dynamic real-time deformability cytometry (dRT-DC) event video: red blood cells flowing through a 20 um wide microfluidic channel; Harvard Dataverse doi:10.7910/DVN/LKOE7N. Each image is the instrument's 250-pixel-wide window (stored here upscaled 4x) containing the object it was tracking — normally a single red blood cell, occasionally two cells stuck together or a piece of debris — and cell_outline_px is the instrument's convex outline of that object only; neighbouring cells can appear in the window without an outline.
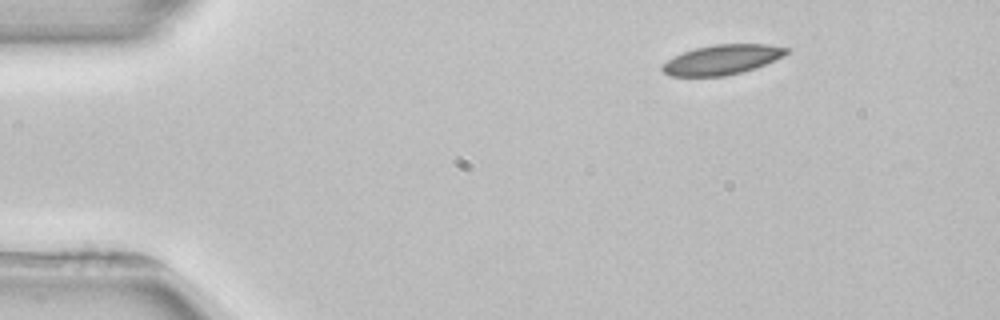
{"species": "common noctule bat (a hibernating species)", "species_latin": "Nyctalus noctula", "temperature_condition": "room temperature", "stored_images_in_passage": 3, "camera_frame_rate_fps": 3000, "um_per_image_px": 0.085, "animal": {"sex": "female", "body_mass_g": 22.7, "forearm_length_mm": 54.2}, "frame": {"image": 1, "passage_image": 1, "time_ms": 0.0, "image_size_px": [1000, 320], "cell_outline_px": [[792, 48], [784, 56], [764, 64], [740, 72], [724, 76], [668, 76], [660, 68], [668, 60], [684, 52], [696, 48], [712, 44], [768, 44]], "centroid_in_image_um": [61.4, 5.06], "position_along_channel_um": 23.6, "area_um2": 21.33}}
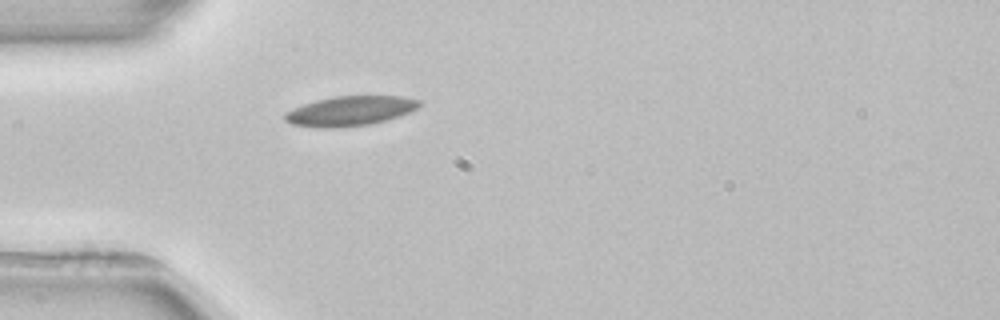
{"frame": {"image": 2, "passage_image": 3, "time_ms": 2.667, "image_size_px": [1000, 320], "cell_outline_px": [[420, 104], [416, 108], [408, 112], [384, 120], [368, 124], [336, 128], [316, 128], [292, 124], [284, 120], [284, 112], [292, 108], [316, 100], [332, 96], [400, 96], [420, 100]], "centroid_in_image_um": [29.67, 9.43], "position_along_channel_um": 55.3, "area_um2": 23.12}}